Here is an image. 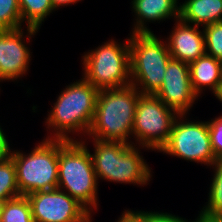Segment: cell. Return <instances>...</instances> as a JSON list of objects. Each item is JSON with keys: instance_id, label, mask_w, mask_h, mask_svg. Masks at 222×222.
Returning a JSON list of instances; mask_svg holds the SVG:
<instances>
[{"instance_id": "cell-22", "label": "cell", "mask_w": 222, "mask_h": 222, "mask_svg": "<svg viewBox=\"0 0 222 222\" xmlns=\"http://www.w3.org/2000/svg\"><path fill=\"white\" fill-rule=\"evenodd\" d=\"M203 32L206 54L222 62V21L205 25Z\"/></svg>"}, {"instance_id": "cell-24", "label": "cell", "mask_w": 222, "mask_h": 222, "mask_svg": "<svg viewBox=\"0 0 222 222\" xmlns=\"http://www.w3.org/2000/svg\"><path fill=\"white\" fill-rule=\"evenodd\" d=\"M142 222H194L167 212L142 211Z\"/></svg>"}, {"instance_id": "cell-9", "label": "cell", "mask_w": 222, "mask_h": 222, "mask_svg": "<svg viewBox=\"0 0 222 222\" xmlns=\"http://www.w3.org/2000/svg\"><path fill=\"white\" fill-rule=\"evenodd\" d=\"M186 115H178L168 142L160 152L211 167L218 160L211 147L208 123L206 121H190Z\"/></svg>"}, {"instance_id": "cell-2", "label": "cell", "mask_w": 222, "mask_h": 222, "mask_svg": "<svg viewBox=\"0 0 222 222\" xmlns=\"http://www.w3.org/2000/svg\"><path fill=\"white\" fill-rule=\"evenodd\" d=\"M139 95V90L133 85L99 91L95 114L87 133L89 139L133 144L129 139L132 138Z\"/></svg>"}, {"instance_id": "cell-29", "label": "cell", "mask_w": 222, "mask_h": 222, "mask_svg": "<svg viewBox=\"0 0 222 222\" xmlns=\"http://www.w3.org/2000/svg\"><path fill=\"white\" fill-rule=\"evenodd\" d=\"M215 97L222 103V83L219 85L217 91L214 93Z\"/></svg>"}, {"instance_id": "cell-3", "label": "cell", "mask_w": 222, "mask_h": 222, "mask_svg": "<svg viewBox=\"0 0 222 222\" xmlns=\"http://www.w3.org/2000/svg\"><path fill=\"white\" fill-rule=\"evenodd\" d=\"M85 142L58 140V189L69 194L92 215L94 209L98 210L99 182Z\"/></svg>"}, {"instance_id": "cell-20", "label": "cell", "mask_w": 222, "mask_h": 222, "mask_svg": "<svg viewBox=\"0 0 222 222\" xmlns=\"http://www.w3.org/2000/svg\"><path fill=\"white\" fill-rule=\"evenodd\" d=\"M214 175L209 188L208 202L199 214L222 215V160L213 165Z\"/></svg>"}, {"instance_id": "cell-25", "label": "cell", "mask_w": 222, "mask_h": 222, "mask_svg": "<svg viewBox=\"0 0 222 222\" xmlns=\"http://www.w3.org/2000/svg\"><path fill=\"white\" fill-rule=\"evenodd\" d=\"M116 222H142V211L125 210Z\"/></svg>"}, {"instance_id": "cell-8", "label": "cell", "mask_w": 222, "mask_h": 222, "mask_svg": "<svg viewBox=\"0 0 222 222\" xmlns=\"http://www.w3.org/2000/svg\"><path fill=\"white\" fill-rule=\"evenodd\" d=\"M178 115L155 94L140 93L132 126V136L136 141L133 144L160 152L168 142Z\"/></svg>"}, {"instance_id": "cell-7", "label": "cell", "mask_w": 222, "mask_h": 222, "mask_svg": "<svg viewBox=\"0 0 222 222\" xmlns=\"http://www.w3.org/2000/svg\"><path fill=\"white\" fill-rule=\"evenodd\" d=\"M9 156L21 195L58 188V140L44 138L30 153L10 150Z\"/></svg>"}, {"instance_id": "cell-12", "label": "cell", "mask_w": 222, "mask_h": 222, "mask_svg": "<svg viewBox=\"0 0 222 222\" xmlns=\"http://www.w3.org/2000/svg\"><path fill=\"white\" fill-rule=\"evenodd\" d=\"M22 28L0 30V82L15 81L29 70L31 52Z\"/></svg>"}, {"instance_id": "cell-15", "label": "cell", "mask_w": 222, "mask_h": 222, "mask_svg": "<svg viewBox=\"0 0 222 222\" xmlns=\"http://www.w3.org/2000/svg\"><path fill=\"white\" fill-rule=\"evenodd\" d=\"M193 91L200 97L203 89L209 88L214 94L221 84L222 62L205 54L189 64Z\"/></svg>"}, {"instance_id": "cell-31", "label": "cell", "mask_w": 222, "mask_h": 222, "mask_svg": "<svg viewBox=\"0 0 222 222\" xmlns=\"http://www.w3.org/2000/svg\"><path fill=\"white\" fill-rule=\"evenodd\" d=\"M2 205H3V201L0 200V213H1Z\"/></svg>"}, {"instance_id": "cell-5", "label": "cell", "mask_w": 222, "mask_h": 222, "mask_svg": "<svg viewBox=\"0 0 222 222\" xmlns=\"http://www.w3.org/2000/svg\"><path fill=\"white\" fill-rule=\"evenodd\" d=\"M155 35L130 33L129 37L131 85L141 94H155L159 90L172 59L167 42Z\"/></svg>"}, {"instance_id": "cell-4", "label": "cell", "mask_w": 222, "mask_h": 222, "mask_svg": "<svg viewBox=\"0 0 222 222\" xmlns=\"http://www.w3.org/2000/svg\"><path fill=\"white\" fill-rule=\"evenodd\" d=\"M91 154L97 180L144 186L151 181V168L140 155L137 145L124 142L92 140Z\"/></svg>"}, {"instance_id": "cell-26", "label": "cell", "mask_w": 222, "mask_h": 222, "mask_svg": "<svg viewBox=\"0 0 222 222\" xmlns=\"http://www.w3.org/2000/svg\"><path fill=\"white\" fill-rule=\"evenodd\" d=\"M5 134L0 126V161L6 159L9 156L10 150H12Z\"/></svg>"}, {"instance_id": "cell-1", "label": "cell", "mask_w": 222, "mask_h": 222, "mask_svg": "<svg viewBox=\"0 0 222 222\" xmlns=\"http://www.w3.org/2000/svg\"><path fill=\"white\" fill-rule=\"evenodd\" d=\"M82 78L66 86L58 95L53 108L48 112V118H45L46 129L53 132L46 139L78 141L68 134L77 132L78 136L87 135L95 114L99 91Z\"/></svg>"}, {"instance_id": "cell-17", "label": "cell", "mask_w": 222, "mask_h": 222, "mask_svg": "<svg viewBox=\"0 0 222 222\" xmlns=\"http://www.w3.org/2000/svg\"><path fill=\"white\" fill-rule=\"evenodd\" d=\"M22 25L27 24L29 42L40 29L42 22L55 11L51 0H19Z\"/></svg>"}, {"instance_id": "cell-6", "label": "cell", "mask_w": 222, "mask_h": 222, "mask_svg": "<svg viewBox=\"0 0 222 222\" xmlns=\"http://www.w3.org/2000/svg\"><path fill=\"white\" fill-rule=\"evenodd\" d=\"M126 41L110 39L82 56V77L98 91L131 85L129 38Z\"/></svg>"}, {"instance_id": "cell-23", "label": "cell", "mask_w": 222, "mask_h": 222, "mask_svg": "<svg viewBox=\"0 0 222 222\" xmlns=\"http://www.w3.org/2000/svg\"><path fill=\"white\" fill-rule=\"evenodd\" d=\"M211 147L215 158L222 160V116L207 121Z\"/></svg>"}, {"instance_id": "cell-14", "label": "cell", "mask_w": 222, "mask_h": 222, "mask_svg": "<svg viewBox=\"0 0 222 222\" xmlns=\"http://www.w3.org/2000/svg\"><path fill=\"white\" fill-rule=\"evenodd\" d=\"M131 3L136 17L132 33H152L146 22L160 23L170 18L176 21L180 17L178 0H133Z\"/></svg>"}, {"instance_id": "cell-13", "label": "cell", "mask_w": 222, "mask_h": 222, "mask_svg": "<svg viewBox=\"0 0 222 222\" xmlns=\"http://www.w3.org/2000/svg\"><path fill=\"white\" fill-rule=\"evenodd\" d=\"M175 26L166 40L172 59L190 64L206 54L205 36L200 26L176 20Z\"/></svg>"}, {"instance_id": "cell-11", "label": "cell", "mask_w": 222, "mask_h": 222, "mask_svg": "<svg viewBox=\"0 0 222 222\" xmlns=\"http://www.w3.org/2000/svg\"><path fill=\"white\" fill-rule=\"evenodd\" d=\"M155 95L178 114H189L193 103L198 100L191 85L189 64L171 59L162 86Z\"/></svg>"}, {"instance_id": "cell-10", "label": "cell", "mask_w": 222, "mask_h": 222, "mask_svg": "<svg viewBox=\"0 0 222 222\" xmlns=\"http://www.w3.org/2000/svg\"><path fill=\"white\" fill-rule=\"evenodd\" d=\"M34 222H85L91 214L58 188L26 195Z\"/></svg>"}, {"instance_id": "cell-19", "label": "cell", "mask_w": 222, "mask_h": 222, "mask_svg": "<svg viewBox=\"0 0 222 222\" xmlns=\"http://www.w3.org/2000/svg\"><path fill=\"white\" fill-rule=\"evenodd\" d=\"M21 196L17 185L16 166L8 156L0 161V200L5 202Z\"/></svg>"}, {"instance_id": "cell-21", "label": "cell", "mask_w": 222, "mask_h": 222, "mask_svg": "<svg viewBox=\"0 0 222 222\" xmlns=\"http://www.w3.org/2000/svg\"><path fill=\"white\" fill-rule=\"evenodd\" d=\"M22 27L19 0H0V30Z\"/></svg>"}, {"instance_id": "cell-18", "label": "cell", "mask_w": 222, "mask_h": 222, "mask_svg": "<svg viewBox=\"0 0 222 222\" xmlns=\"http://www.w3.org/2000/svg\"><path fill=\"white\" fill-rule=\"evenodd\" d=\"M0 222H34L27 196L21 195L3 202Z\"/></svg>"}, {"instance_id": "cell-28", "label": "cell", "mask_w": 222, "mask_h": 222, "mask_svg": "<svg viewBox=\"0 0 222 222\" xmlns=\"http://www.w3.org/2000/svg\"><path fill=\"white\" fill-rule=\"evenodd\" d=\"M52 1V4H53V7L55 10L59 9L60 6H67V5H70V4H74V3H77L81 0H51Z\"/></svg>"}, {"instance_id": "cell-27", "label": "cell", "mask_w": 222, "mask_h": 222, "mask_svg": "<svg viewBox=\"0 0 222 222\" xmlns=\"http://www.w3.org/2000/svg\"><path fill=\"white\" fill-rule=\"evenodd\" d=\"M194 222H222V215L199 214Z\"/></svg>"}, {"instance_id": "cell-16", "label": "cell", "mask_w": 222, "mask_h": 222, "mask_svg": "<svg viewBox=\"0 0 222 222\" xmlns=\"http://www.w3.org/2000/svg\"><path fill=\"white\" fill-rule=\"evenodd\" d=\"M179 6L185 23L204 27L222 21V0H185Z\"/></svg>"}, {"instance_id": "cell-30", "label": "cell", "mask_w": 222, "mask_h": 222, "mask_svg": "<svg viewBox=\"0 0 222 222\" xmlns=\"http://www.w3.org/2000/svg\"><path fill=\"white\" fill-rule=\"evenodd\" d=\"M92 215L85 222H92Z\"/></svg>"}]
</instances>
